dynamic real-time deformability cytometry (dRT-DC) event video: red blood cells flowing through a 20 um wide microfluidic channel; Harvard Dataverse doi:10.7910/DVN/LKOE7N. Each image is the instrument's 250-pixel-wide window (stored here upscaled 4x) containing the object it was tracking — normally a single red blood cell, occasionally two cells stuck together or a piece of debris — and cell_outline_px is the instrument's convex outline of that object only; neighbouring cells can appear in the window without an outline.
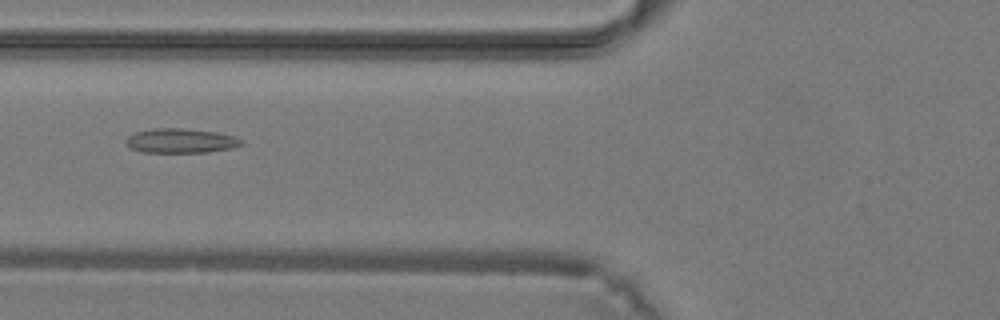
{"species": "common noctule bat (a hibernating species)", "species_latin": "Nyctalus noctula", "temperature_condition": "warm", "stored_images_in_passage": 30, "camera_frame_rate_fps": 3000, "um_per_image_px": 0.085, "animal": {"sex": "male", "body_mass_g": 19.2, "forearm_length_mm": 51.8}, "frame": {"image": 1, "passage_image": 6, "time_ms": 1.667, "image_size_px": [1000, 320], "cell_outline_px": [[244, 144], [232, 148], [208, 152], [140, 152], [132, 148], [124, 140], [128, 136], [136, 132], [156, 128], [184, 128], [216, 132], [236, 136], [244, 140]], "centroid_in_image_um": [15.42, 11.96], "position_along_channel_um": 110.4, "area_um2": 16.53}}
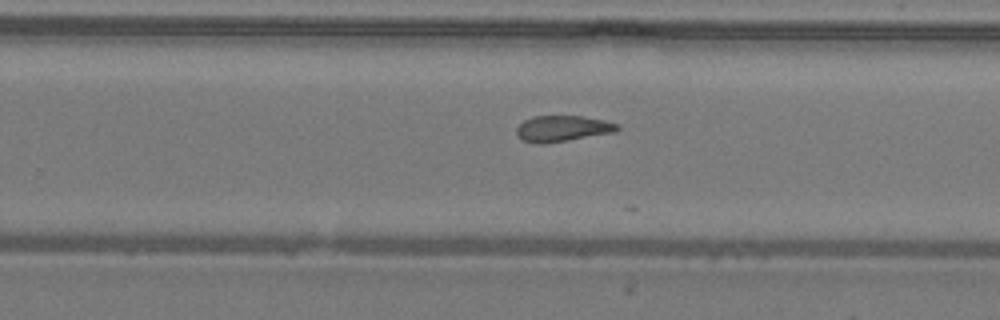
{"frame": {"image": 2, "passage_image": 16, "time_ms": 5.0, "image_size_px": [1000, 320], "cell_outline_px": [[620, 128], [616, 132], [544, 144], [536, 144], [524, 140], [516, 132], [516, 128], [524, 120], [532, 116], [580, 116], [604, 120], [620, 124]], "centroid_in_image_um": [47.84, 10.92], "position_along_channel_um": 282.0, "area_um2": 15.26}}
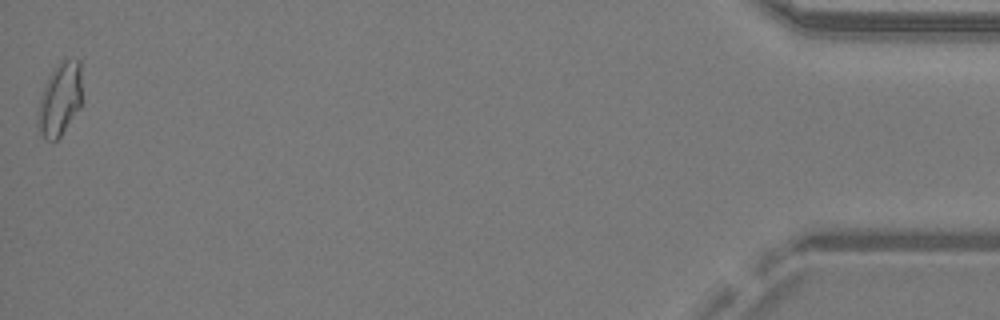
{"frame": {"image": 3, "passage_image": 30, "time_ms": 9.667, "image_size_px": [1000, 320], "cell_outline_px": [[80, 108], [60, 136], [56, 140], [44, 140], [36, 124], [36, 112], [48, 76], [64, 60], [80, 60]], "centroid_in_image_um": [5.05, 8.5], "position_along_channel_um": 430.2, "area_um2": 18.44}}